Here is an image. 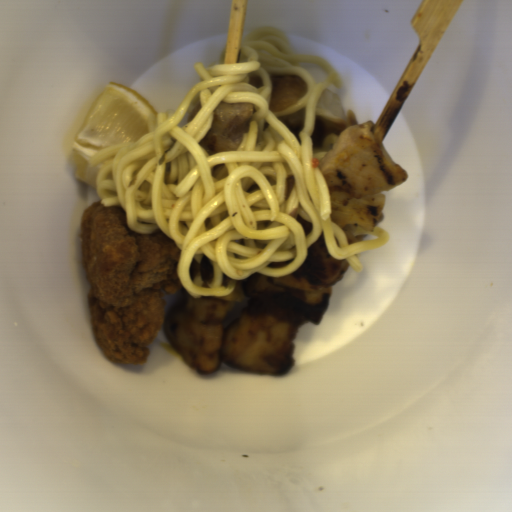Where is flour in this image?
Segmentation results:
<instances>
[{
	"instance_id": "c2a2500e",
	"label": "flour",
	"mask_w": 512,
	"mask_h": 512,
	"mask_svg": "<svg viewBox=\"0 0 512 512\" xmlns=\"http://www.w3.org/2000/svg\"><path fill=\"white\" fill-rule=\"evenodd\" d=\"M214 119L203 140L213 151H237L255 113L254 103L219 102Z\"/></svg>"
},
{
	"instance_id": "a7fe0414",
	"label": "flour",
	"mask_w": 512,
	"mask_h": 512,
	"mask_svg": "<svg viewBox=\"0 0 512 512\" xmlns=\"http://www.w3.org/2000/svg\"><path fill=\"white\" fill-rule=\"evenodd\" d=\"M355 123H358V120L354 112L351 109H345L338 95L325 87L318 100L311 136L314 149L322 146L326 135H338Z\"/></svg>"
},
{
	"instance_id": "66d56a37",
	"label": "flour",
	"mask_w": 512,
	"mask_h": 512,
	"mask_svg": "<svg viewBox=\"0 0 512 512\" xmlns=\"http://www.w3.org/2000/svg\"><path fill=\"white\" fill-rule=\"evenodd\" d=\"M273 90L269 101V109L279 112L297 103L307 93V85L298 74H279L270 76Z\"/></svg>"
},
{
	"instance_id": "cc3e68f7",
	"label": "flour",
	"mask_w": 512,
	"mask_h": 512,
	"mask_svg": "<svg viewBox=\"0 0 512 512\" xmlns=\"http://www.w3.org/2000/svg\"><path fill=\"white\" fill-rule=\"evenodd\" d=\"M304 120V108L288 116H280L279 121L283 123L292 135L302 144L301 128Z\"/></svg>"
},
{
	"instance_id": "db9e18be",
	"label": "flour",
	"mask_w": 512,
	"mask_h": 512,
	"mask_svg": "<svg viewBox=\"0 0 512 512\" xmlns=\"http://www.w3.org/2000/svg\"><path fill=\"white\" fill-rule=\"evenodd\" d=\"M202 104L199 102L195 107L194 109L189 113L188 117H187V123L192 120L196 114L201 110L202 108Z\"/></svg>"
},
{
	"instance_id": "fc714311",
	"label": "flour",
	"mask_w": 512,
	"mask_h": 512,
	"mask_svg": "<svg viewBox=\"0 0 512 512\" xmlns=\"http://www.w3.org/2000/svg\"><path fill=\"white\" fill-rule=\"evenodd\" d=\"M249 83L257 87L258 89L264 86L261 79L258 76H253L252 78H250Z\"/></svg>"
}]
</instances>
